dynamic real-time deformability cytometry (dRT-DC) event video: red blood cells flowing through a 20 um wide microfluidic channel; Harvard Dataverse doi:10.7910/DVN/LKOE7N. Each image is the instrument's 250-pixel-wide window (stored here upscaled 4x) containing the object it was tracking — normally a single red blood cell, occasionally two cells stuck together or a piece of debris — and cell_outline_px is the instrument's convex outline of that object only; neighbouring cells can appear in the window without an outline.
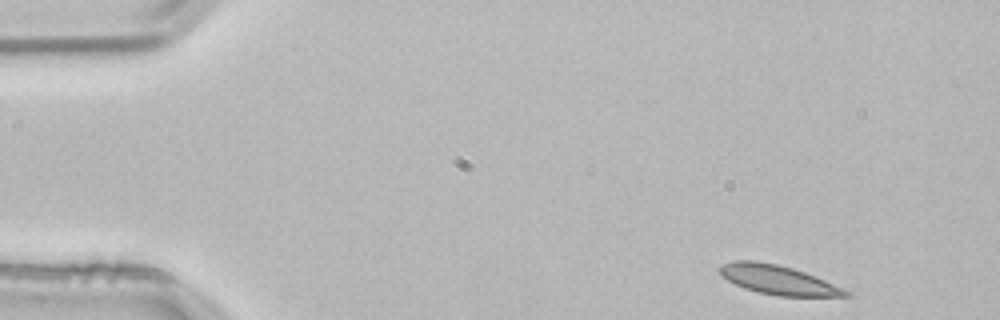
{"species": "common noctule bat (a hibernating species)", "species_latin": "Nyctalus noctula", "temperature_condition": "room temperature", "stored_images_in_passage": 3, "camera_frame_rate_fps": 3000, "um_per_image_px": 0.085, "animal": {"sex": "male", "body_mass_g": 21.5, "forearm_length_mm": 52.0}, "frame": {"image": 1, "passage_image": 1, "time_ms": 0.0, "image_size_px": [1000, 320], "cell_outline_px": [[852, 296], [776, 296], [756, 292], [744, 288], [720, 276], [720, 264], [732, 260], [756, 260], [776, 264], [792, 268], [816, 276], [844, 288], [852, 292]], "centroid_in_image_um": [66.14, 23.78], "position_along_channel_um": 18.9, "area_um2": 21.68}}
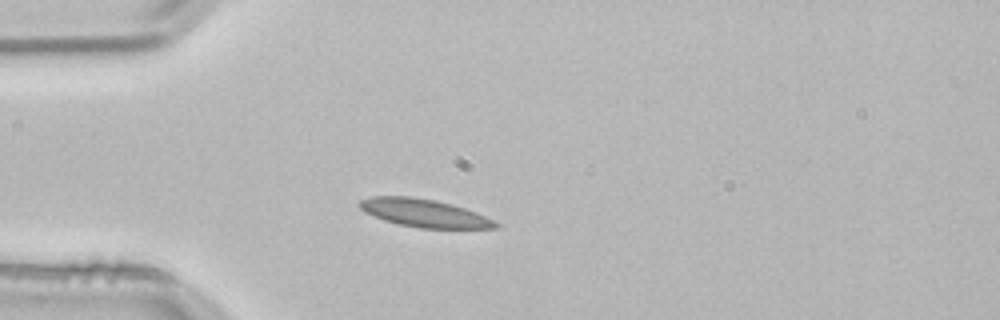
{"frame": {"image": 2, "passage_image": 3, "time_ms": 0.667, "image_size_px": [1000, 320], "cell_outline_px": [[500, 228], [420, 228], [400, 224], [384, 220], [364, 212], [356, 204], [360, 200], [372, 196], [412, 196], [436, 200], [452, 204], [476, 212], [500, 224]], "centroid_in_image_um": [36.02, 18.1], "position_along_channel_um": 49.0, "area_um2": 22.14}}